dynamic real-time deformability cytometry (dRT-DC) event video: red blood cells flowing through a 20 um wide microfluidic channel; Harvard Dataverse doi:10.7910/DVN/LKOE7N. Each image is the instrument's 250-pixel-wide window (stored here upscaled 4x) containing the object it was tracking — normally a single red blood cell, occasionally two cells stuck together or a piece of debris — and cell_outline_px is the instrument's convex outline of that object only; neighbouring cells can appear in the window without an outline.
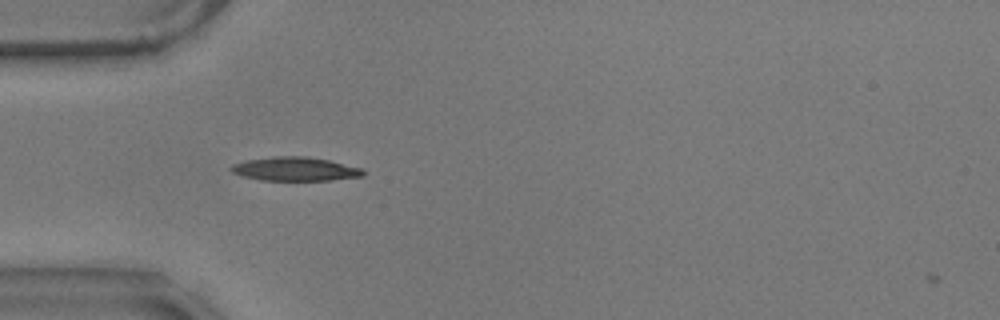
{"species": "common noctule bat (a hibernating species)", "species_latin": "Nyctalus noctula", "temperature_condition": "warm", "stored_images_in_passage": 41, "camera_frame_rate_fps": 3000, "um_per_image_px": 0.085, "animal": {"sex": "male", "body_mass_g": 17.9}, "frame": {"image": 1, "passage_image": 2, "time_ms": 0.333, "image_size_px": [1000, 320], "cell_outline_px": [[364, 176], [328, 180], [260, 180], [244, 176], [232, 172], [228, 168], [232, 164], [244, 160], [272, 156], [304, 156], [328, 160], [364, 168]], "centroid_in_image_um": [25.07, 14.35], "position_along_channel_um": 59.9, "area_um2": 18.38}}
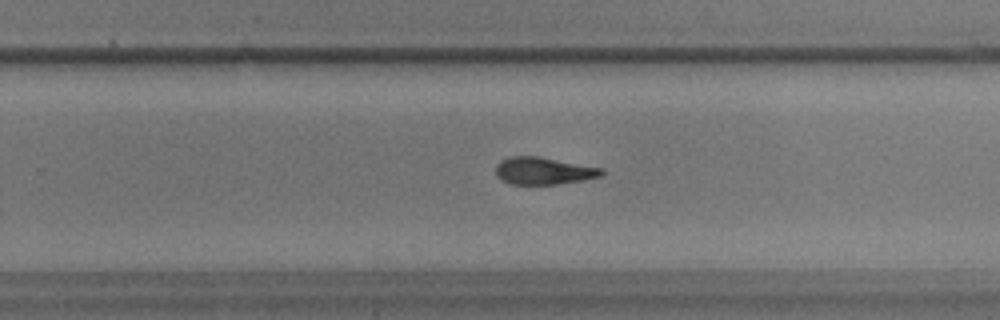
{"frame": {"image": 2, "passage_image": 21, "time_ms": 6.667, "image_size_px": [1000, 320], "cell_outline_px": [[604, 172], [600, 176], [580, 180], [556, 184], [508, 184], [500, 180], [496, 176], [496, 164], [500, 160], [508, 156], [536, 156], [604, 168]], "centroid_in_image_um": [46.14, 14.52], "position_along_channel_um": 283.7, "area_um2": 16.82}}
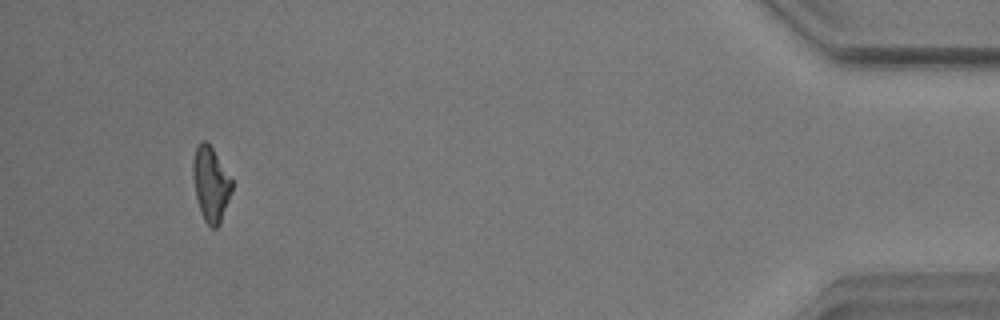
{"frame": {"image": 3, "passage_image": 38, "time_ms": 12.333, "image_size_px": [1000, 320], "cell_outline_px": [[232, 188], [220, 224], [216, 228], [212, 228], [204, 220], [200, 212], [196, 196], [192, 172], [192, 160], [196, 148], [200, 140], [204, 140], [212, 148], [232, 180]], "centroid_in_image_um": [17.89, 15.65], "position_along_channel_um": 417.3, "area_um2": 16.7}, "authors_computed_cell_mechanics": {"area_um2": 17.4556, "velocity_mm_per_s": 3.5744, "shape_relaxation_time_tau1_ms": 9.3926, "shape_relaxation_time_tau2_ms": 3.9891, "deformation_change_tau1": 0.2291, "deformation_change_tau2": 0.1264}}